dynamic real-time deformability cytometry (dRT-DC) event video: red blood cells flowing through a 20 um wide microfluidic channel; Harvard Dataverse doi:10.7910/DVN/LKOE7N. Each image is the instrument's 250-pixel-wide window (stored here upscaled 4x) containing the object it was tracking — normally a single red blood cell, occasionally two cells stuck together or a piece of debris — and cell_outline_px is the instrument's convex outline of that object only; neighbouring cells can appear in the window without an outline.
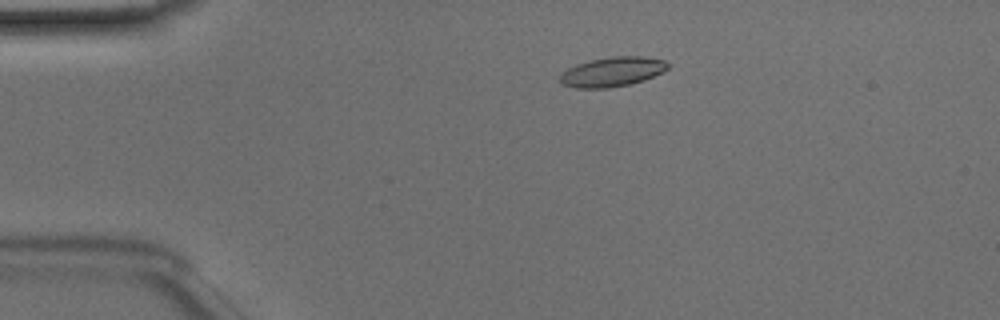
{"species": "Egyptian fruit bat (a non-hibernating species)", "species_latin": "Rousettus aegyptiacus", "temperature_condition": "room temperature", "stored_images_in_passage": 40, "camera_frame_rate_fps": 3000, "um_per_image_px": 0.085, "animal": {"sex": "male"}, "frame": {"image": 1, "passage_image": 1, "time_ms": 0.0, "image_size_px": [1000, 320], "cell_outline_px": [[668, 68], [644, 80], [628, 84], [608, 88], [576, 88], [564, 84], [560, 80], [560, 76], [568, 68], [576, 64], [592, 60], [612, 56], [640, 56], [664, 60], [668, 64]], "centroid_in_image_um": [52.03, 6.1], "position_along_channel_um": 33.0, "area_um2": 18.21}}
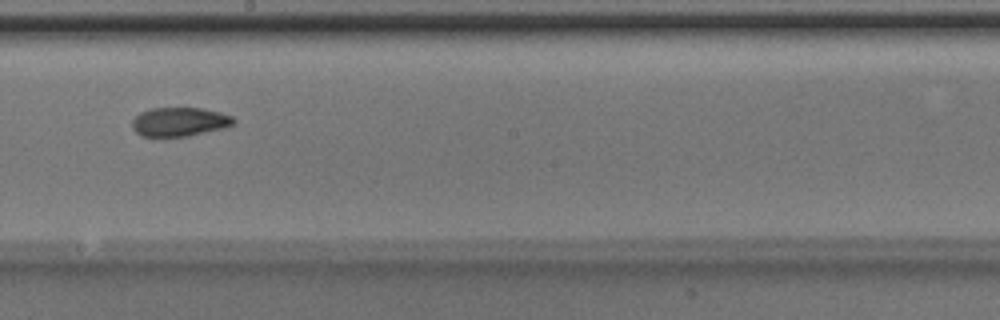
{"frame": {"image": 2, "passage_image": 19, "time_ms": 6.0, "image_size_px": [1000, 320], "cell_outline_px": [[236, 120], [232, 124], [224, 128], [188, 136], [140, 136], [132, 128], [132, 120], [140, 112], [152, 108], [200, 108], [220, 112], [232, 116]], "centroid_in_image_um": [15.24, 10.35], "position_along_channel_um": 233.0, "area_um2": 17.05}}
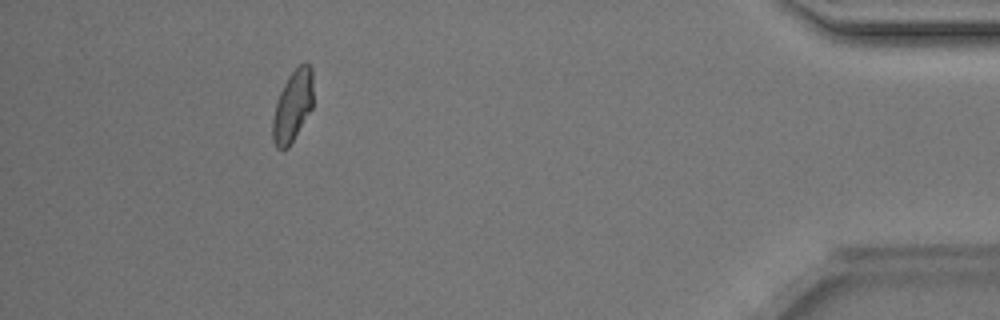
{"frame": {"image": 3, "passage_image": 36, "time_ms": 11.667, "image_size_px": [1000, 320], "cell_outline_px": [[312, 108], [288, 148], [280, 152], [276, 148], [272, 140], [272, 120], [276, 104], [280, 92], [288, 76], [300, 64], [308, 64], [312, 68]], "centroid_in_image_um": [24.85, 9.07], "position_along_channel_um": 410.3, "area_um2": 16.76}, "authors_computed_cell_mechanics": {"area_um2": 17.2533, "velocity_mm_per_s": 4.1184, "shape_relaxation_time_tau1_ms": 5.8291, "shape_relaxation_time_tau2_ms": 2.3839, "deformation_change_tau1": 0.1412, "deformation_change_tau2": 0.0754}}